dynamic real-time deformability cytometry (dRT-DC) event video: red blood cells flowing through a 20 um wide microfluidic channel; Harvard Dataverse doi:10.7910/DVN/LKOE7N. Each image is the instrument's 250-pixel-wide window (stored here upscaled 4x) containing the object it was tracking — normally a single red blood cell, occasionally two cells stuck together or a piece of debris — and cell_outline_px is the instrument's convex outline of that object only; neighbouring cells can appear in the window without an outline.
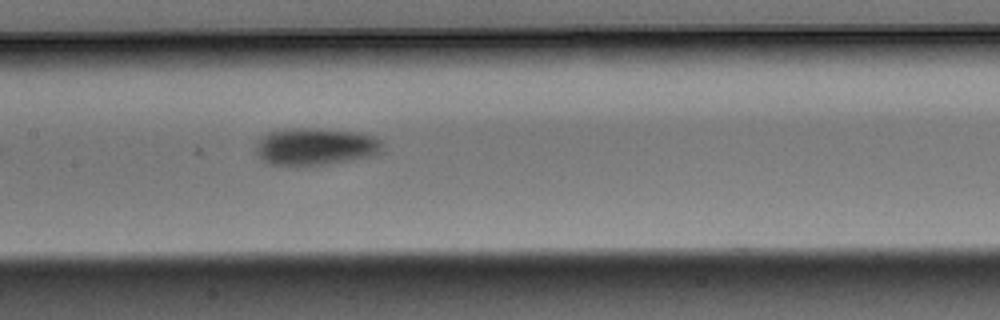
{"species": "Egyptian fruit bat (a non-hibernating species)", "species_latin": "Rousettus aegyptiacus", "temperature_condition": "warm", "stored_images_in_passage": 7, "camera_frame_rate_fps": 3000, "um_per_image_px": 0.085, "animal": {"sex": "male"}, "frame": {"image": 1, "passage_image": 7, "time_ms": 2.0, "image_size_px": [1000, 320], "cell_outline_px": [[384, 144], [380, 152], [376, 156], [304, 168], [288, 168], [272, 164], [260, 160], [256, 152], [256, 144], [268, 132], [276, 128], [320, 128], [356, 132], [376, 136]], "centroid_in_image_um": [26.79, 12.49], "position_along_channel_um": 180.6, "area_um2": 28.73}}